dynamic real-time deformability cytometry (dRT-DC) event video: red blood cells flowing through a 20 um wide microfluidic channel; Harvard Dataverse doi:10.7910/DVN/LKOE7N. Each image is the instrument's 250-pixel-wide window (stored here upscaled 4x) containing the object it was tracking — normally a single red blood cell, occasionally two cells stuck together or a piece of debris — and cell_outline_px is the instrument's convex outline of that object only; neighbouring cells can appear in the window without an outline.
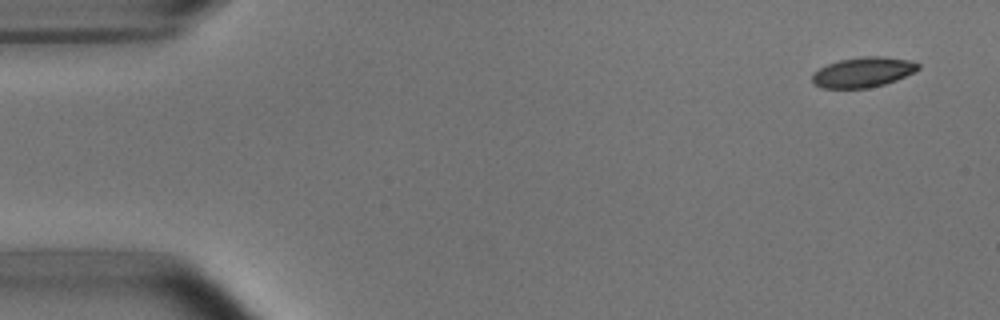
{"species": "common noctule bat (a hibernating species)", "species_latin": "Nyctalus noctula", "temperature_condition": "room temperature", "stored_images_in_passage": 51, "camera_frame_rate_fps": 3000, "um_per_image_px": 0.085, "animal": {"sex": "male", "body_mass_g": 15.6}, "frame": {"image": 1, "passage_image": 1, "time_ms": 0.0, "image_size_px": [1000, 320], "cell_outline_px": [[920, 68], [896, 80], [884, 84], [868, 88], [824, 88], [812, 84], [812, 76], [820, 68], [828, 64], [840, 60], [864, 56], [884, 56], [908, 60], [920, 64]], "centroid_in_image_um": [73.35, 6.14], "position_along_channel_um": 11.6, "area_um2": 18.38}}
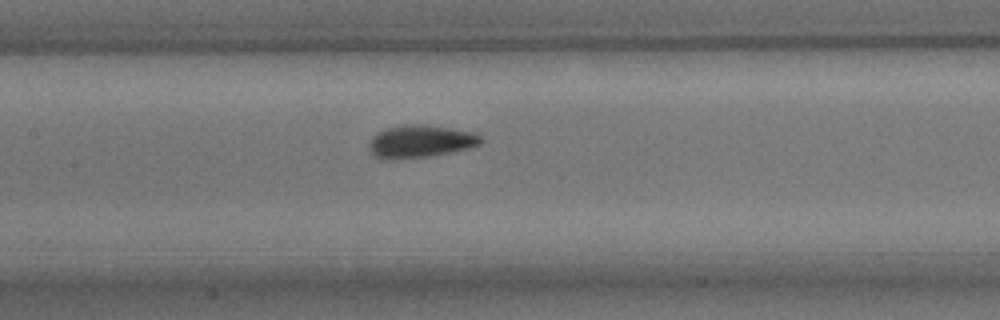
{"frame": {"image": 2, "passage_image": 23, "time_ms": 7.333, "image_size_px": [1000, 320], "cell_outline_px": [[484, 140], [480, 144], [468, 148], [428, 156], [388, 160], [384, 160], [376, 156], [372, 152], [368, 144], [372, 136], [376, 132], [388, 128], [404, 124], [424, 124], [472, 132], [480, 136]], "centroid_in_image_um": [35.7, 12.01], "position_along_channel_um": 171.7, "area_um2": 21.04}}
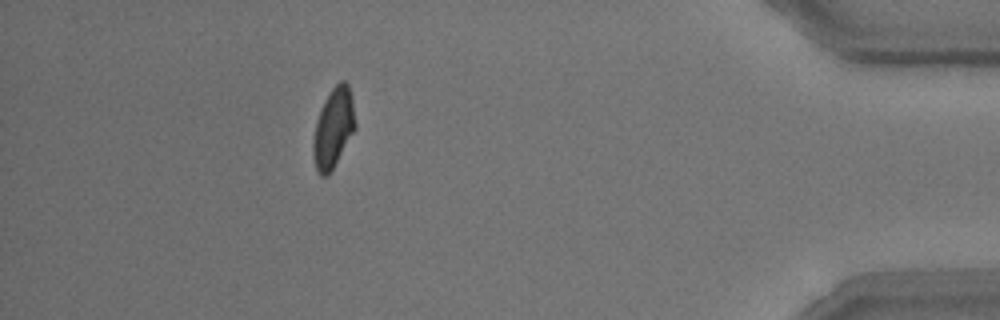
{"frame": {"image": 3, "passage_image": 46, "time_ms": 15.0, "image_size_px": [1000, 320], "cell_outline_px": [[356, 128], [328, 176], [320, 176], [316, 168], [312, 152], [312, 144], [316, 120], [324, 100], [332, 88], [340, 80], [344, 80], [348, 84], [352, 96], [356, 124]], "centroid_in_image_um": [28.33, 10.86], "position_along_channel_um": 406.9, "area_um2": 19.59}, "authors_computed_cell_mechanics": {"area_um2": 19.652, "velocity_mm_per_s": 3.7404, "shape_relaxation_time_tau1_ms": 3.946, "shape_relaxation_time_tau2_ms": 1.9062, "deformation_change_tau1": 0.1216, "deformation_change_tau2": 0.0585}}